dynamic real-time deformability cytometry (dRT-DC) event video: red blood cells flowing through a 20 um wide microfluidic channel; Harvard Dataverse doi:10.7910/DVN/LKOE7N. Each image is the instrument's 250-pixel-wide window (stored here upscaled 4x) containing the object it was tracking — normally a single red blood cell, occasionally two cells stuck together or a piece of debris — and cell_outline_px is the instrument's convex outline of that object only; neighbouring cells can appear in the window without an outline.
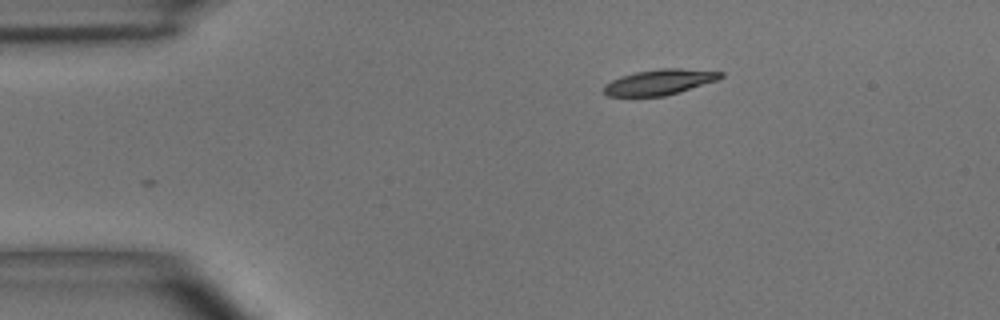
{"species": "common noctule bat (a hibernating species)", "species_latin": "Nyctalus noctula", "temperature_condition": "room temperature", "stored_images_in_passage": 3, "camera_frame_rate_fps": 3000, "um_per_image_px": 0.085, "animal": {"sex": "male", "body_mass_g": 15.6}, "frame": {"image": 1, "passage_image": 3, "time_ms": 2.333, "image_size_px": [1000, 320], "cell_outline_px": [[724, 76], [720, 80], [680, 92], [664, 96], [608, 96], [604, 92], [604, 84], [620, 76], [636, 72], [660, 68], [680, 68], [724, 72]], "centroid_in_image_um": [56.11, 6.97], "position_along_channel_um": 28.9, "area_um2": 17.51}}